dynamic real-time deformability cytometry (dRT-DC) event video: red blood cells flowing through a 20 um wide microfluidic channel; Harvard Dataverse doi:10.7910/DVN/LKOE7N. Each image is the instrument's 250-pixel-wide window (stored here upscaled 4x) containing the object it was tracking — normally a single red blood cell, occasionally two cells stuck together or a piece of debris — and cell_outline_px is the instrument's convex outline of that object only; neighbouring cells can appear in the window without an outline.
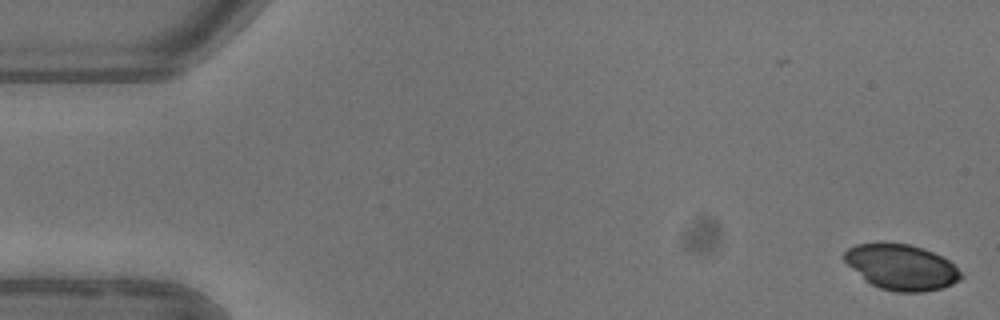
{"species": "common noctule bat (a hibernating species)", "species_latin": "Nyctalus noctula", "temperature_condition": "warm", "stored_images_in_passage": 5, "camera_frame_rate_fps": 3000, "um_per_image_px": 0.085, "animal": {"sex": "female"}, "frame": {"image": 1, "passage_image": 1, "time_ms": 0.0, "image_size_px": [1000, 320], "cell_outline_px": [[964, 276], [960, 280], [944, 288], [924, 292], [896, 292], [880, 288], [864, 280], [844, 260], [844, 252], [848, 248], [856, 244], [908, 244], [924, 248], [948, 260]], "centroid_in_image_um": [76.64, 22.73], "position_along_channel_um": 8.4, "area_um2": 30.63}}
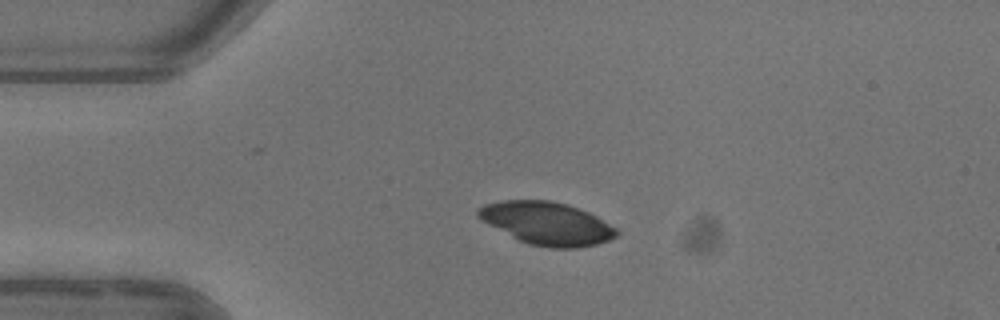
{"frame": {"image": 2, "passage_image": 4, "time_ms": 3.667, "image_size_px": [1000, 320], "cell_outline_px": [[620, 232], [616, 236], [608, 240], [596, 244], [576, 248], [548, 248], [528, 244], [480, 220], [476, 216], [476, 212], [484, 204], [500, 200], [548, 200], [568, 204], [588, 212], [596, 216], [616, 228]], "centroid_in_image_um": [46.47, 18.98], "position_along_channel_um": 38.5, "area_um2": 34.45}}